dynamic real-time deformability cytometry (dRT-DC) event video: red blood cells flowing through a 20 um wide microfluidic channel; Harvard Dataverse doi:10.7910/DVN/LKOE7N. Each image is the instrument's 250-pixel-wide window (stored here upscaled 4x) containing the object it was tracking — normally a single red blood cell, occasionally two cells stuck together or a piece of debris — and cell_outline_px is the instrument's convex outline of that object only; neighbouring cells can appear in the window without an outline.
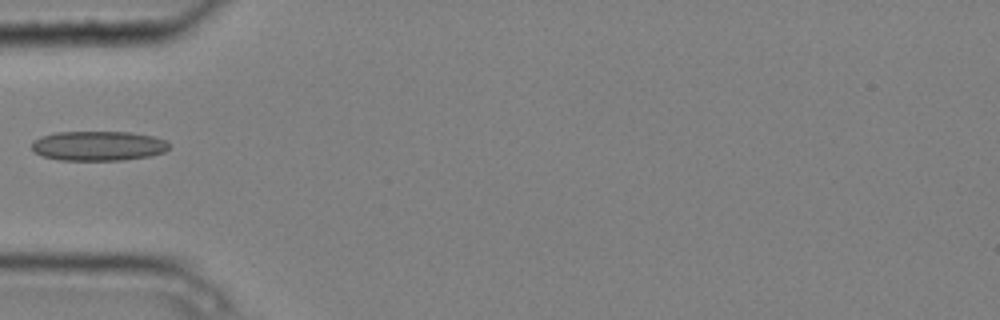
{"species": "common noctule bat (a hibernating species)", "species_latin": "Nyctalus noctula", "temperature_condition": "cold", "stored_images_in_passage": 1, "camera_frame_rate_fps": 3000, "um_per_image_px": 0.085, "animal": {"sex": "male", "body_mass_g": 20.4}, "frame": {"image": 1, "passage_image": 1, "time_ms": 0.0, "image_size_px": [1000, 320], "cell_outline_px": [[168, 148], [164, 152], [148, 156], [120, 160], [60, 160], [44, 156], [36, 152], [32, 148], [32, 140], [40, 136], [56, 132], [132, 132], [152, 136], [164, 140], [168, 144]], "centroid_in_image_um": [8.32, 12.39], "position_along_channel_um": 76.7, "area_um2": 23.58}}